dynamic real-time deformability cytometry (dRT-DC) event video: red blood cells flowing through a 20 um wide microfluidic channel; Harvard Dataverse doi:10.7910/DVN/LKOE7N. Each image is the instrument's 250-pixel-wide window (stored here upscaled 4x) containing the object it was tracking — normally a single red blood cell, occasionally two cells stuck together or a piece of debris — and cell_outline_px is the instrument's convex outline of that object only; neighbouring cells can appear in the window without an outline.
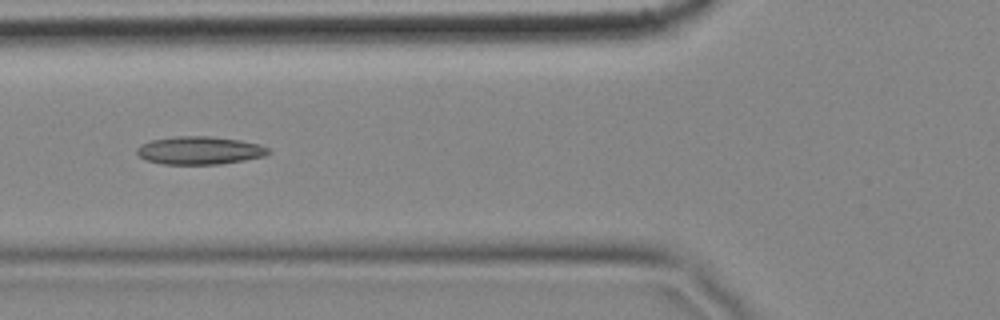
{"species": "common noctule bat (a hibernating species)", "species_latin": "Nyctalus noctula", "temperature_condition": "cold", "stored_images_in_passage": 6, "camera_frame_rate_fps": 3000, "um_per_image_px": 0.085, "animal": {"sex": "female", "body_mass_g": 18.4}, "frame": {"image": 1, "passage_image": 4, "time_ms": 1.0, "image_size_px": [1000, 320], "cell_outline_px": [[272, 152], [264, 156], [244, 160], [220, 164], [164, 164], [148, 160], [140, 156], [136, 152], [136, 148], [152, 140], [176, 136], [212, 136], [240, 140], [260, 144], [268, 148]], "centroid_in_image_um": [17.01, 12.78], "position_along_channel_um": 108.8, "area_um2": 21.33}}
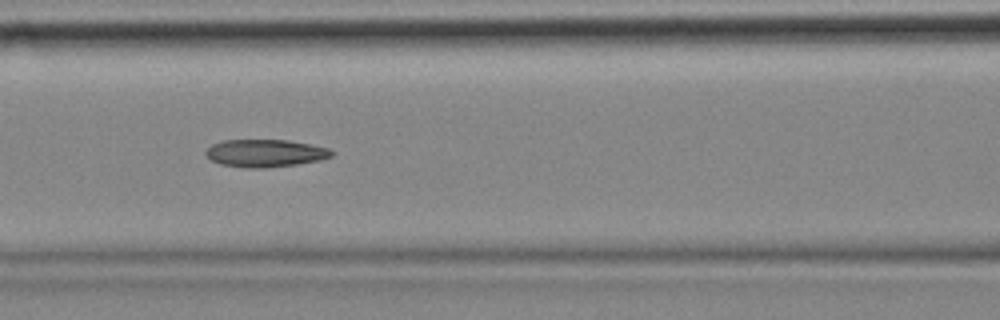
{"frame": {"image": 2, "passage_image": 5, "time_ms": 1.333, "image_size_px": [1000, 320], "cell_outline_px": [[336, 152], [332, 156], [320, 160], [296, 164], [264, 168], [244, 168], [220, 164], [212, 160], [204, 152], [212, 144], [224, 140], [288, 140], [328, 148]], "centroid_in_image_um": [22.55, 13.02], "position_along_channel_um": 144.1, "area_um2": 20.17}}